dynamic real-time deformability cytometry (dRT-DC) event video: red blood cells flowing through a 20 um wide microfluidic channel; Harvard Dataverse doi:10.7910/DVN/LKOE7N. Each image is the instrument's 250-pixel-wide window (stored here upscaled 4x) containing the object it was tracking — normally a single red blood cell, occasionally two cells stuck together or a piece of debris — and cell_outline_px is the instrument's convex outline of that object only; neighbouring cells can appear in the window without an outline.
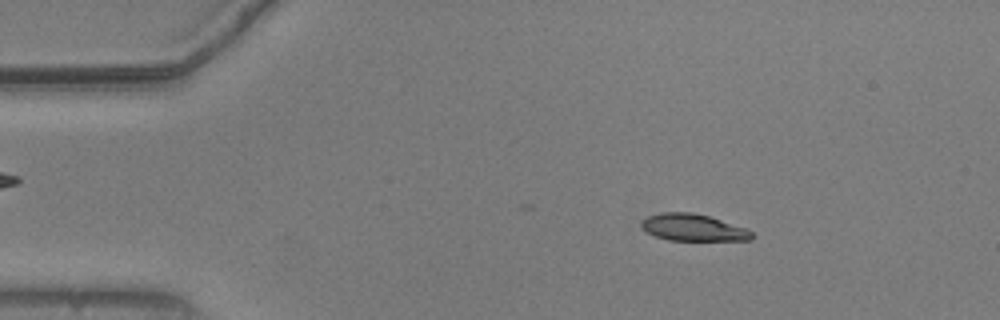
{"species": "common noctule bat (a hibernating species)", "species_latin": "Nyctalus noctula", "temperature_condition": "warm", "stored_images_in_passage": 42, "camera_frame_rate_fps": 3000, "um_per_image_px": 0.085, "animal": {"sex": "male", "body_mass_g": 20.5, "forearm_length_mm": 52.5}, "frame": {"image": 1, "passage_image": 8, "time_ms": 2.333, "image_size_px": [1000, 320], "cell_outline_px": [[752, 240], [668, 240], [656, 236], [640, 228], [640, 224], [648, 216], [664, 212], [692, 212], [708, 216], [748, 228], [752, 232]], "centroid_in_image_um": [58.92, 19.34], "position_along_channel_um": 26.1, "area_um2": 17.22}}
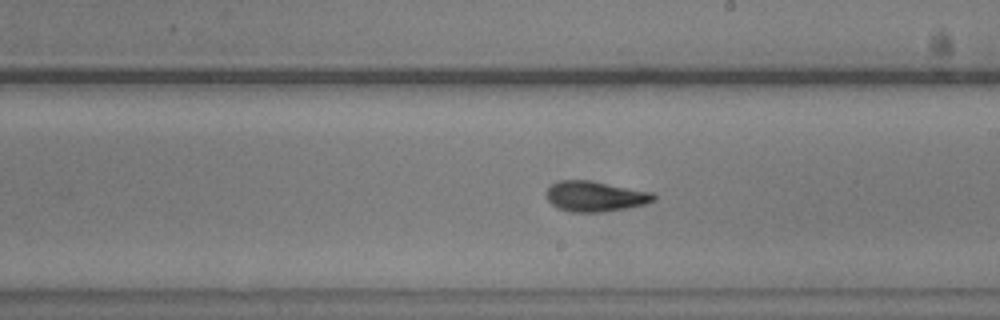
{"frame": {"image": 2, "passage_image": 30, "time_ms": 9.667, "image_size_px": [1000, 320], "cell_outline_px": [[656, 200], [644, 204], [608, 212], [568, 212], [556, 208], [548, 200], [544, 192], [552, 184], [560, 180], [588, 180], [652, 192], [656, 196]], "centroid_in_image_um": [50.56, 16.7], "position_along_channel_um": 238.4, "area_um2": 19.13}}
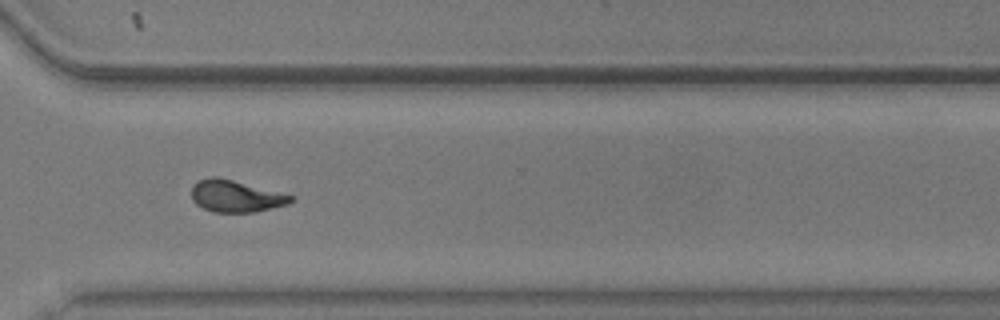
{"frame": {"image": 3, "passage_image": 39, "time_ms": 12.667, "image_size_px": [1000, 320], "cell_outline_px": [[296, 196], [288, 204], [252, 212], [212, 212], [196, 204], [192, 200], [192, 184], [208, 176], [216, 176]], "centroid_in_image_um": [20.01, 16.66], "position_along_channel_um": 350.6, "area_um2": 18.32}, "authors_computed_cell_mechanics": {"area_um2": 18.1492, "velocity_mm_per_s": 3.7525, "shape_relaxation_time_tau1_ms": 4.1277, "shape_relaxation_time_tau2_ms": 2.6409, "deformation_change_tau1": 0.1672, "deformation_change_tau2": 0.0975}}